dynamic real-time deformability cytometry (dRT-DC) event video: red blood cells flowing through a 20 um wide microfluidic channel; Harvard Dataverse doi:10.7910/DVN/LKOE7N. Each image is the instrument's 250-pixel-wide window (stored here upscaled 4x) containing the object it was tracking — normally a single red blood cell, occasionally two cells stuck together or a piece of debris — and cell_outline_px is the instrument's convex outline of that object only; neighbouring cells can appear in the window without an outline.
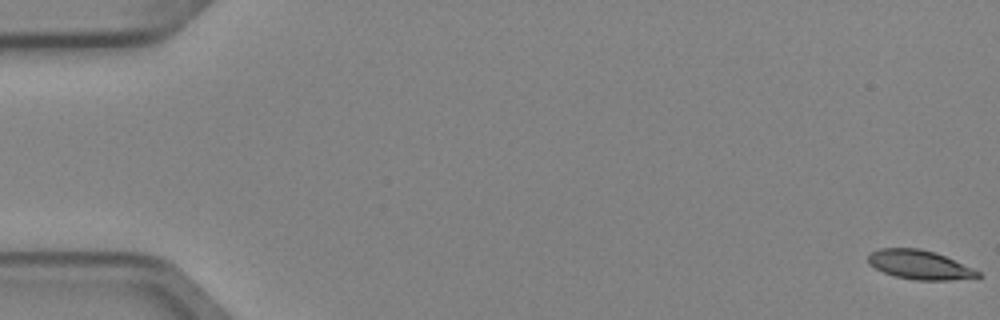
{"species": "Egyptian fruit bat (a non-hibernating species)", "species_latin": "Rousettus aegyptiacus", "temperature_condition": "cold", "stored_images_in_passage": 7, "camera_frame_rate_fps": 3000, "um_per_image_px": 0.085, "animal": {"sex": "female"}, "frame": {"image": 1, "passage_image": 1, "time_ms": 0.0, "image_size_px": [1000, 320], "cell_outline_px": [[984, 276], [976, 280], [916, 280], [896, 276], [884, 272], [868, 264], [868, 256], [872, 252], [880, 248], [920, 248], [936, 252], [972, 268], [980, 272]], "centroid_in_image_um": [78.25, 22.52], "position_along_channel_um": 6.7, "area_um2": 18.84}}
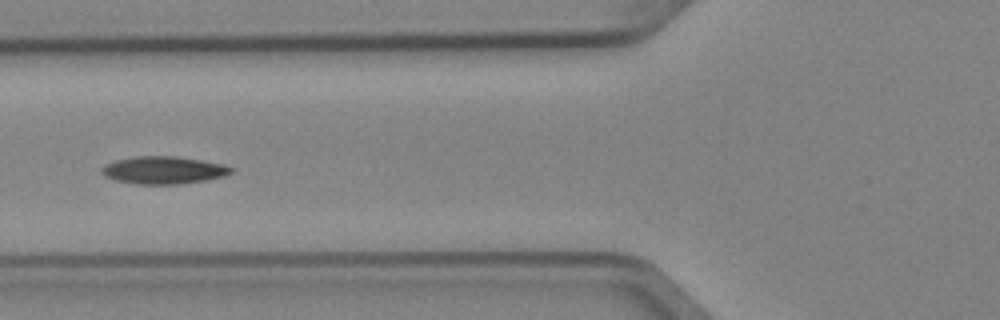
{"frame": {"image": 2, "passage_image": 6, "time_ms": 1.667, "image_size_px": [1000, 320], "cell_outline_px": [[236, 168], [232, 172], [224, 176], [204, 180], [180, 184], [136, 184], [116, 180], [104, 176], [100, 172], [100, 168], [104, 164], [116, 160], [136, 156], [176, 156], [224, 164]], "centroid_in_image_um": [13.89, 14.46], "position_along_channel_um": 111.9, "area_um2": 20.87}}
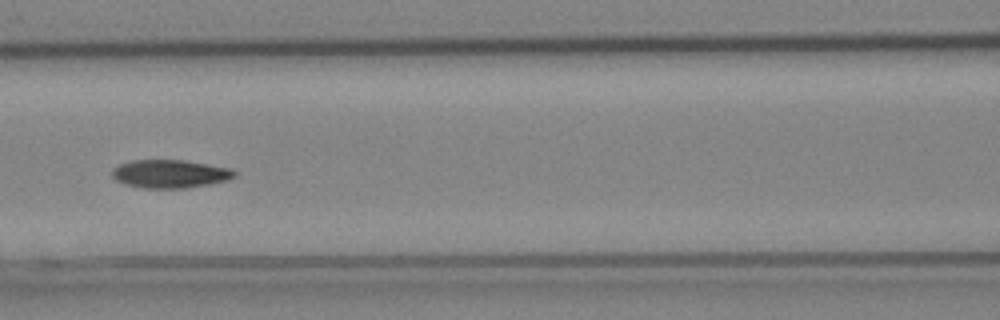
{"frame": {"image": 3, "passage_image": 7, "time_ms": 2.0, "image_size_px": [1000, 320], "cell_outline_px": [[236, 176], [228, 180], [208, 184], [184, 188], [140, 188], [124, 184], [116, 180], [112, 176], [112, 168], [120, 164], [132, 160], [184, 160], [232, 168], [236, 172]], "centroid_in_image_um": [14.45, 14.77], "position_along_channel_um": 152.2, "area_um2": 20.23}}